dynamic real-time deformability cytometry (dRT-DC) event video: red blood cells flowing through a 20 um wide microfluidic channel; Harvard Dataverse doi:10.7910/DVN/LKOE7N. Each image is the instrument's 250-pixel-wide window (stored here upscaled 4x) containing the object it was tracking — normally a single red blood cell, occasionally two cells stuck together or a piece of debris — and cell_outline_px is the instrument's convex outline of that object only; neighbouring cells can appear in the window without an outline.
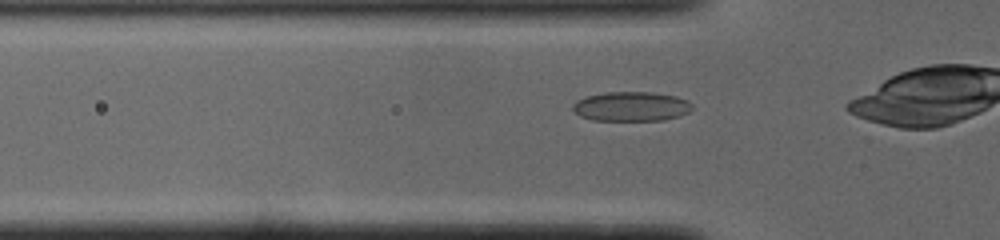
{"species": "common noctule bat (a hibernating species)", "species_latin": "Nyctalus noctula", "temperature_condition": "cold", "stored_images_in_passage": 37, "camera_frame_rate_fps": 3000, "um_per_image_px": 0.085, "animal": {"sex": "male", "body_mass_g": 19.0, "forearm_length_mm": 50.8}, "frame": {"image": 1, "passage_image": 12, "time_ms": 3.667, "image_size_px": [1000, 240], "cell_outline_px": [[692, 108], [688, 112], [680, 116], [664, 120], [592, 120], [580, 116], [572, 108], [572, 104], [576, 100], [584, 96], [604, 92], [652, 92], [676, 96], [688, 100], [692, 104]], "centroid_in_image_um": [53.64, 9.04], "position_along_channel_um": 72.2, "area_um2": 20.69}}
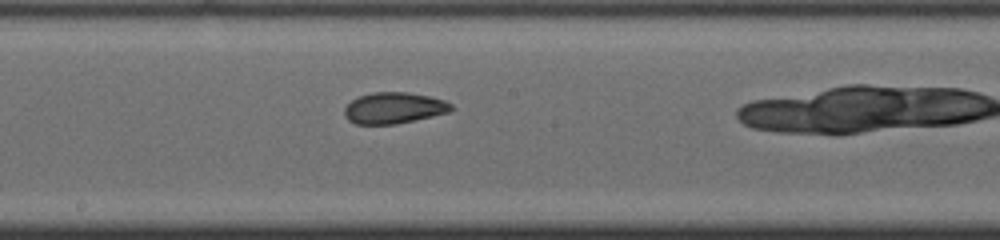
{"frame": {"image": 2, "passage_image": 23, "time_ms": 7.333, "image_size_px": [1000, 240], "cell_outline_px": [[452, 112], [396, 124], [356, 124], [348, 120], [344, 112], [344, 108], [352, 100], [360, 96], [372, 92], [408, 92], [432, 96], [444, 100], [452, 104]], "centroid_in_image_um": [33.52, 9.17], "position_along_channel_um": 214.7, "area_um2": 19.54}}
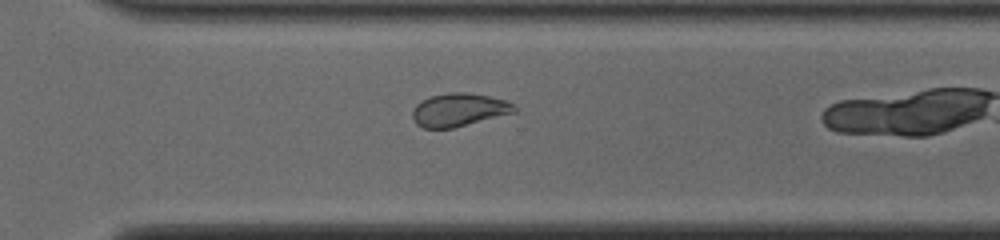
{"frame": {"image": 3, "passage_image": 32, "time_ms": 10.333, "image_size_px": [1000, 240], "cell_outline_px": [[516, 112], [452, 128], [424, 128], [416, 124], [412, 116], [412, 112], [416, 104], [420, 100], [428, 96], [448, 92], [464, 92], [488, 96], [504, 100], [516, 104]], "centroid_in_image_um": [38.98, 9.32], "position_along_channel_um": 331.6, "area_um2": 19.71}}